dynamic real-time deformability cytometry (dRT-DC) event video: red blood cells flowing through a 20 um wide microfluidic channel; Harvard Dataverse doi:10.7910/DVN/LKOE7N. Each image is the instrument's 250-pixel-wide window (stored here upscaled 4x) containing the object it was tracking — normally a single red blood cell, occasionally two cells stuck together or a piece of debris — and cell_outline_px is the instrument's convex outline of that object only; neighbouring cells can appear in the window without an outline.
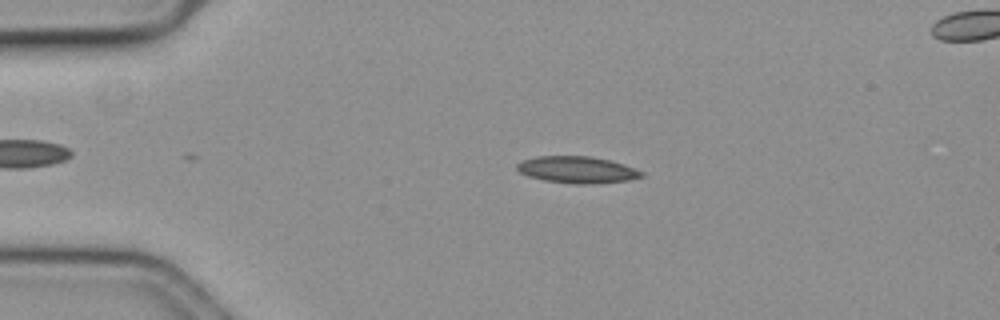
{"species": "common noctule bat (a hibernating species)", "species_latin": "Nyctalus noctula", "temperature_condition": "cold", "stored_images_in_passage": 46, "camera_frame_rate_fps": 3000, "um_per_image_px": 0.085, "animal": {"sex": "female", "body_mass_g": 19.3, "forearm_length_mm": 54.1}, "frame": {"image": 1, "passage_image": 12, "time_ms": 3.667, "image_size_px": [1000, 320], "cell_outline_px": [[644, 176], [628, 180], [596, 184], [572, 184], [544, 180], [528, 176], [520, 172], [516, 168], [516, 164], [524, 160], [536, 156], [588, 156], [608, 160], [624, 164], [644, 172]], "centroid_in_image_um": [49.06, 14.44], "position_along_channel_um": 35.9, "area_um2": 19.42}}
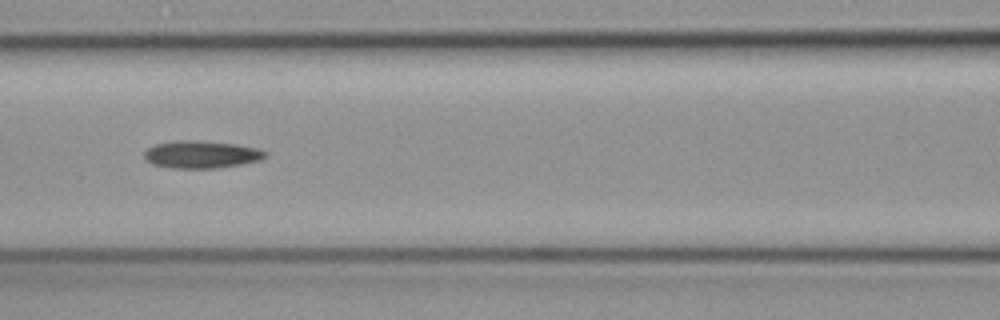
{"frame": {"image": 2, "passage_image": 25, "time_ms": 8.0, "image_size_px": [1000, 320], "cell_outline_px": [[268, 156], [260, 160], [240, 164], [216, 168], [172, 168], [152, 164], [144, 160], [144, 152], [148, 148], [156, 144], [176, 140], [192, 140], [236, 144], [256, 148], [268, 152]], "centroid_in_image_um": [17.1, 13.13], "position_along_channel_um": 149.5, "area_um2": 19.36}}
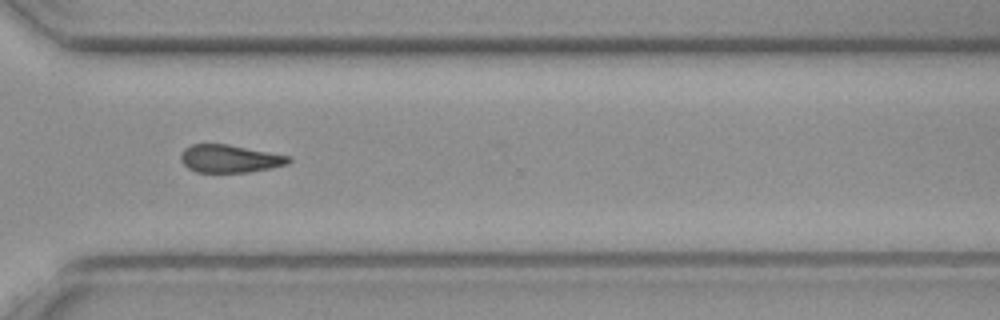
{"frame": {"image": 3, "passage_image": 42, "time_ms": 13.667, "image_size_px": [1000, 320], "cell_outline_px": [[292, 160], [288, 164], [272, 168], [248, 172], [196, 172], [188, 168], [180, 160], [180, 156], [184, 148], [192, 144], [228, 144], [292, 156]], "centroid_in_image_um": [19.55, 13.48], "position_along_channel_um": 351.0, "area_um2": 17.63}}